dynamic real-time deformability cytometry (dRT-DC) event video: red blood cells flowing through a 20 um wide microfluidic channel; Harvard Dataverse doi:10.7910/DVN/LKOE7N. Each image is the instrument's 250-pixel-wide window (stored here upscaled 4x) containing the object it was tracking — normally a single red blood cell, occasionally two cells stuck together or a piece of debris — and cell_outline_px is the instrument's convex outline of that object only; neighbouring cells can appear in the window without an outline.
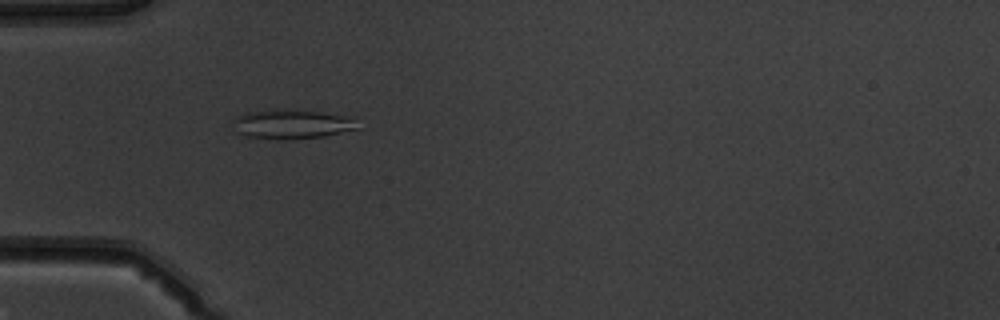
{"species": "common noctule bat (a hibernating species)", "species_latin": "Nyctalus noctula", "temperature_condition": "warm", "stored_images_in_passage": 52, "camera_frame_rate_fps": 3000, "um_per_image_px": 0.085, "animal": {"sex": "male", "body_mass_g": 19.5, "forearm_length_mm": 54.6}, "frame": {"image": 1, "passage_image": 17, "time_ms": 5.333, "image_size_px": [1000, 320], "cell_outline_px": [[360, 128], [324, 136], [276, 140], [248, 136], [236, 132], [232, 120], [244, 112], [272, 108], [280, 108], [320, 112], [356, 116]], "centroid_in_image_um": [24.84, 10.52], "position_along_channel_um": 60.2, "area_um2": 21.85}}
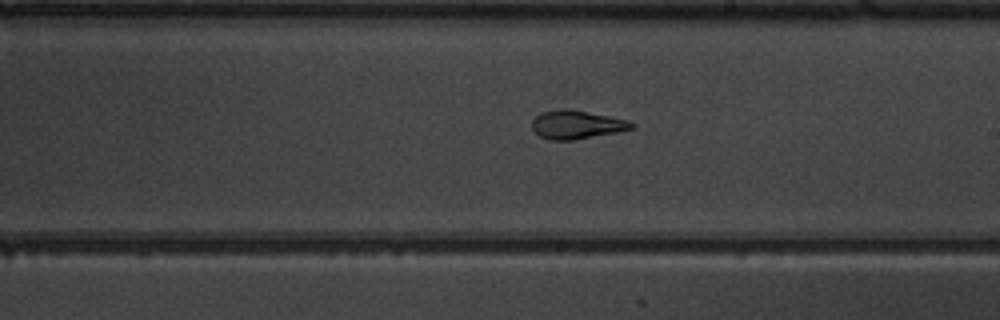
{"frame": {"image": 2, "passage_image": 31, "time_ms": 10.0, "image_size_px": [1000, 320], "cell_outline_px": [[636, 128], [616, 132], [572, 140], [548, 140], [540, 136], [532, 128], [532, 120], [540, 112], [560, 108], [564, 108], [632, 120], [636, 124]], "centroid_in_image_um": [49.04, 10.58], "position_along_channel_um": 240.0, "area_um2": 16.65}}
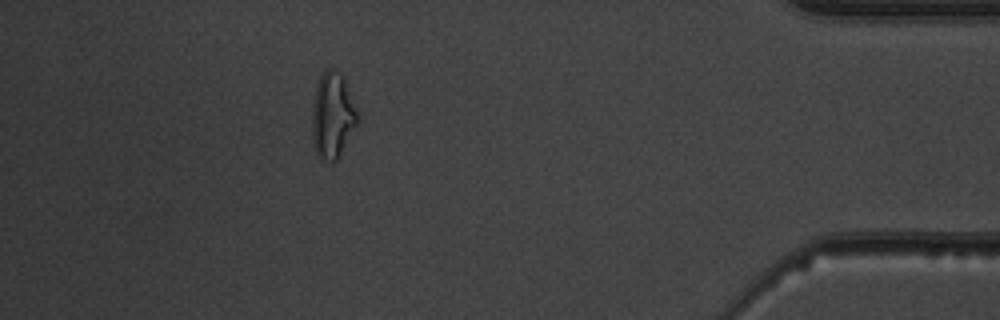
{"frame": {"image": 3, "passage_image": 47, "time_ms": 15.333, "image_size_px": [1000, 320], "cell_outline_px": [[360, 120], [336, 160], [320, 160], [316, 152], [312, 140], [312, 104], [316, 84], [324, 68], [332, 68], [340, 72], [344, 76]], "centroid_in_image_um": [28.25, 9.76], "position_along_channel_um": 406.9, "area_um2": 22.95}, "authors_computed_cell_mechanics": {"area_um2": 20.6346, "velocity_mm_per_s": 3.9661, "shape_relaxation_time_tau1_ms": 9.4767, "shape_relaxation_time_tau2_ms": 1.1902, "deformation_change_tau1": 0.2427, "deformation_change_tau2": 0.0695}}